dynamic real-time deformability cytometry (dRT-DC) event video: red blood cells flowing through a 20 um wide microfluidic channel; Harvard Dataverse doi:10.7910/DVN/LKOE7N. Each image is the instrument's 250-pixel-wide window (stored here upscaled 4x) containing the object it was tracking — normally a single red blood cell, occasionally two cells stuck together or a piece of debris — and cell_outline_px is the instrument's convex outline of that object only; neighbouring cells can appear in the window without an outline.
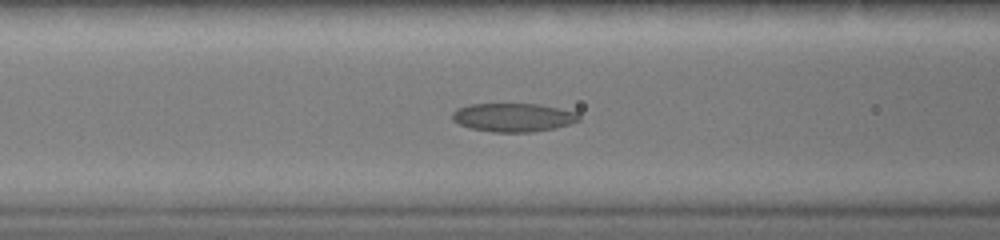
{"species": "common noctule bat (a hibernating species)", "species_latin": "Nyctalus noctula", "temperature_condition": "warm", "stored_images_in_passage": 31, "camera_frame_rate_fps": 3000, "um_per_image_px": 0.085, "animal": {"sex": "female", "body_mass_g": 19.0, "forearm_length_mm": 51.5}, "frame": {"image": 1, "passage_image": 9, "time_ms": 2.667, "image_size_px": [1000, 240], "cell_outline_px": [[580, 120], [568, 124], [552, 128], [532, 132], [492, 132], [468, 128], [452, 120], [452, 112], [456, 108], [468, 104], [540, 104], [580, 112]], "centroid_in_image_um": [43.61, 9.97], "position_along_channel_um": 123.0, "area_um2": 21.27}}
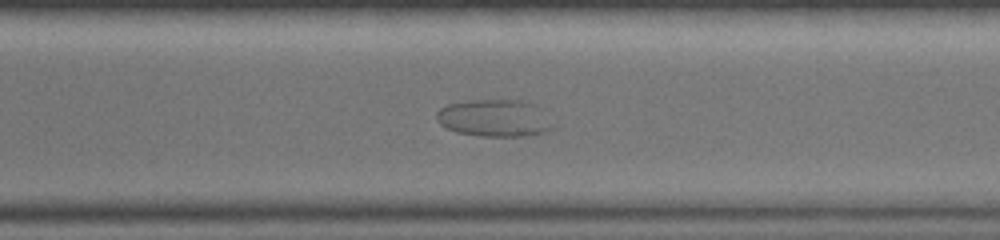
{"frame": {"image": 2, "passage_image": 20, "time_ms": 6.333, "image_size_px": [1000, 240], "cell_outline_px": [[556, 128], [548, 132], [528, 136], [484, 136], [456, 132], [440, 124], [436, 120], [436, 112], [440, 108], [448, 104], [476, 100], [528, 100], [536, 104], [556, 124]], "centroid_in_image_um": [42.12, 10.04], "position_along_channel_um": 328.5, "area_um2": 25.66}}
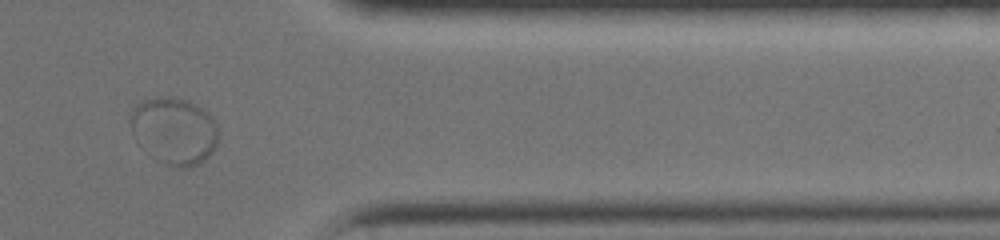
{"frame": {"image": 3, "passage_image": 24, "time_ms": 7.667, "image_size_px": [1000, 240], "cell_outline_px": [[220, 136], [212, 152], [204, 160], [188, 168], [176, 168], [164, 164], [156, 160], [152, 156], [132, 132], [132, 108], [140, 100], [156, 96], [168, 96], [188, 100], [200, 108], [216, 124], [220, 132]], "centroid_in_image_um": [14.82, 11.11], "position_along_channel_um": 396.6, "area_um2": 34.04}}